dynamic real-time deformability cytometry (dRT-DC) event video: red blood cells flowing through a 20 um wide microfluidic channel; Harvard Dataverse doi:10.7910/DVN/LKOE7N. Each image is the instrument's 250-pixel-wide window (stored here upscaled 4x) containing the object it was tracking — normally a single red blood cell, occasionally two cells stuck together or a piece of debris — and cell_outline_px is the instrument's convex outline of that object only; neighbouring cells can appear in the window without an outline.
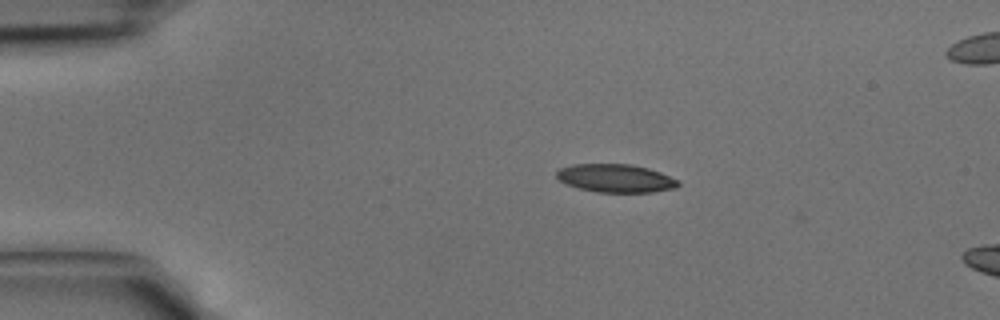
{"species": "common noctule bat (a hibernating species)", "species_latin": "Nyctalus noctula", "temperature_condition": "cold", "stored_images_in_passage": 37, "segment_of_instrument_passage": [1, 2], "camera_frame_rate_fps": 3000, "um_per_image_px": 0.085, "animal": {"sex": "male", "body_mass_g": 15.6}, "frame": {"image": 1, "passage_image": 2, "time_ms": 0.333, "image_size_px": [1000, 320], "cell_outline_px": [[680, 184], [676, 188], [652, 192], [596, 192], [580, 188], [568, 184], [560, 180], [556, 176], [556, 172], [560, 168], [572, 164], [632, 164], [648, 168], [660, 172], [680, 180]], "centroid_in_image_um": [52.37, 15.14], "position_along_channel_um": 32.6, "area_um2": 20.0}}
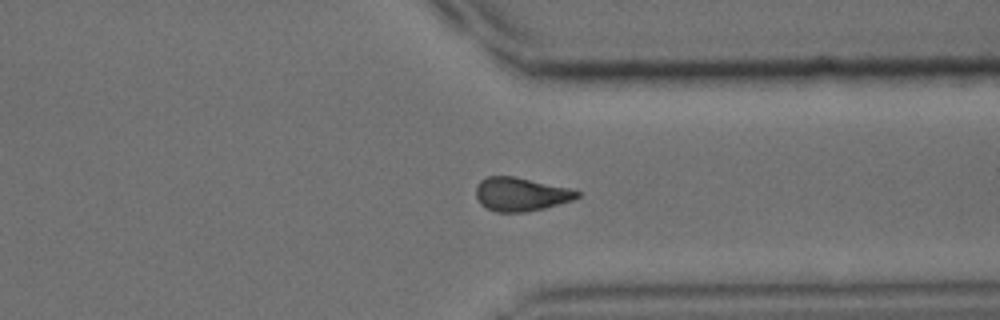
{"frame": {"image": 2, "passage_image": 26, "time_ms": 8.333, "image_size_px": [1000, 320], "cell_outline_px": [[580, 196], [572, 200], [544, 208], [524, 212], [496, 212], [480, 204], [476, 196], [476, 184], [480, 180], [488, 176], [512, 176], [568, 188], [580, 192]], "centroid_in_image_um": [44.23, 16.51], "position_along_channel_um": 367.2, "area_um2": 19.59}}
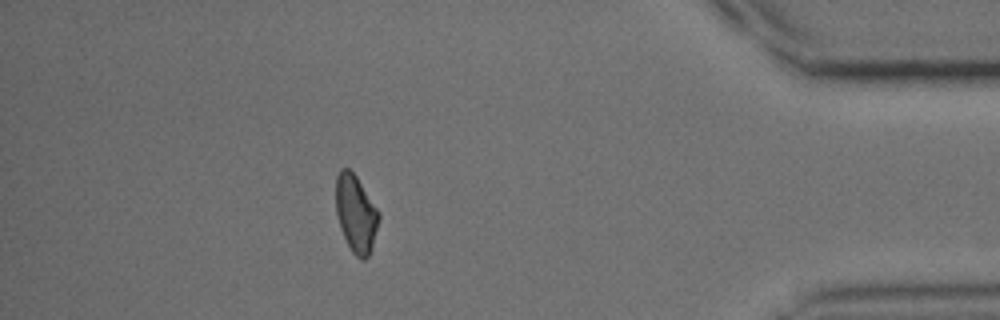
{"frame": {"image": 3, "passage_image": 31, "time_ms": 10.0, "image_size_px": [1000, 320], "cell_outline_px": [[380, 220], [372, 248], [368, 256], [364, 260], [360, 260], [352, 252], [340, 228], [336, 216], [336, 176], [340, 168], [348, 168], [356, 176], [380, 212]], "centroid_in_image_um": [30.26, 18.17], "position_along_channel_um": 404.9, "area_um2": 19.54}}